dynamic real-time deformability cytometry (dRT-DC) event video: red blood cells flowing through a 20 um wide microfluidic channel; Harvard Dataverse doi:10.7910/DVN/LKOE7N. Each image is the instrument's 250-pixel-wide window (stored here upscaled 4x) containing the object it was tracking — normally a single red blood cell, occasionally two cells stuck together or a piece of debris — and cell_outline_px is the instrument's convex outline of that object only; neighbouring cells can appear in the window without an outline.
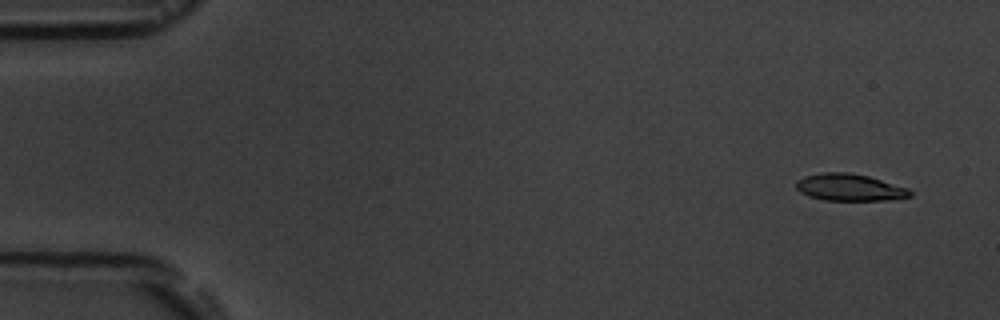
{"species": "common noctule bat (a hibernating species)", "species_latin": "Nyctalus noctula", "temperature_condition": "room temperature", "stored_images_in_passage": 5, "camera_frame_rate_fps": 3000, "um_per_image_px": 0.085, "animal": {"sex": "male", "body_mass_g": 19.5, "forearm_length_mm": 54.6}, "frame": {"image": 1, "passage_image": 1, "time_ms": 0.0, "image_size_px": [1000, 320], "cell_outline_px": [[912, 196], [884, 200], [824, 200], [808, 196], [800, 192], [796, 188], [796, 180], [804, 176], [824, 172], [848, 172], [868, 176], [908, 188], [912, 192]], "centroid_in_image_um": [72.18, 15.92], "position_along_channel_um": 12.8, "area_um2": 17.86}}
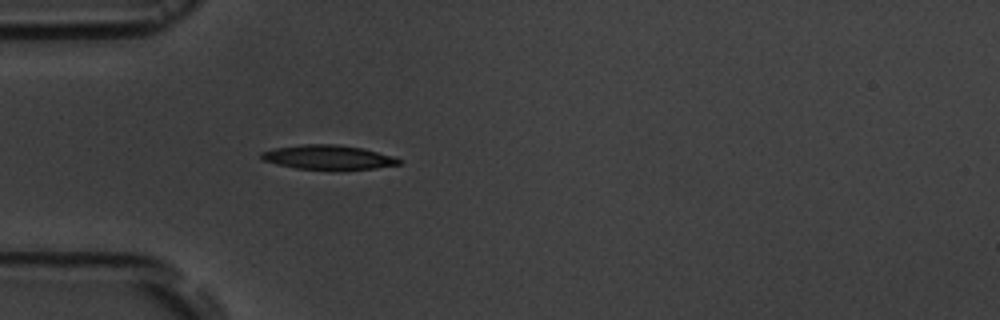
{"frame": {"image": 2, "passage_image": 5, "time_ms": 4.333, "image_size_px": [1000, 320], "cell_outline_px": [[404, 160], [400, 164], [376, 168], [296, 168], [276, 164], [264, 160], [260, 156], [260, 152], [276, 148], [304, 144], [336, 144], [364, 148], [392, 156]], "centroid_in_image_um": [27.91, 13.34], "position_along_channel_um": 57.1, "area_um2": 19.02}}